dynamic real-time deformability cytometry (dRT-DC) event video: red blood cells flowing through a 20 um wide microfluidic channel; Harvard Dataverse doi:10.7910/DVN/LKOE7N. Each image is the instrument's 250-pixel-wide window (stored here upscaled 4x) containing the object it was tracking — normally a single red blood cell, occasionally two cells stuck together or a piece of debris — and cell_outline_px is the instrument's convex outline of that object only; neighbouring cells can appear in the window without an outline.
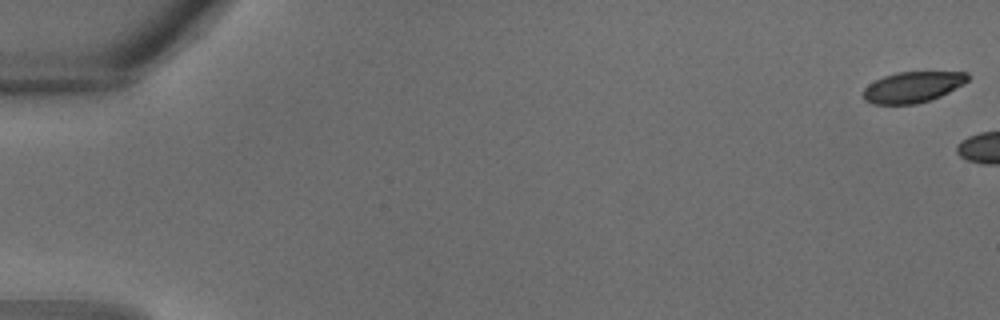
{"species": "common noctule bat (a hibernating species)", "species_latin": "Nyctalus noctula", "temperature_condition": "warm", "stored_images_in_passage": 4, "camera_frame_rate_fps": 3000, "um_per_image_px": 0.085, "animal": {"sex": "male", "body_mass_g": 18.8}, "frame": {"image": 1, "passage_image": 1, "time_ms": 0.0, "image_size_px": [1000, 320], "cell_outline_px": [[968, 80], [964, 84], [940, 96], [916, 104], [872, 104], [864, 100], [864, 88], [868, 84], [884, 76], [896, 72], [968, 72]], "centroid_in_image_um": [77.56, 7.4], "position_along_channel_um": 7.4, "area_um2": 18.67}}